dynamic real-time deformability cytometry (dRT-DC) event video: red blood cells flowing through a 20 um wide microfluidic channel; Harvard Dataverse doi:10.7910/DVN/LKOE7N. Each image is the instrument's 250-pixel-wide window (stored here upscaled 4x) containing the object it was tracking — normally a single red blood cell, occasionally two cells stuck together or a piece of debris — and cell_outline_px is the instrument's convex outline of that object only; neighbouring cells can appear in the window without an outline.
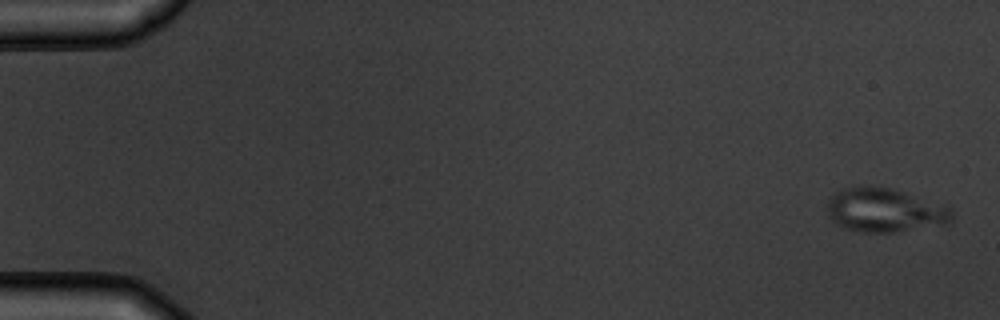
{"species": "common noctule bat (a hibernating species)", "species_latin": "Nyctalus noctula", "temperature_condition": "warm", "stored_images_in_passage": 6, "camera_frame_rate_fps": 3000, "um_per_image_px": 0.085, "animal": {"sex": "male", "body_mass_g": 19.5, "forearm_length_mm": 54.6}, "frame": {"image": 1, "passage_image": 1, "time_ms": 0.0, "image_size_px": [1000, 320], "cell_outline_px": [[952, 224], [892, 232], [860, 232], [836, 224], [828, 216], [828, 200], [836, 192], [844, 188], [856, 184], [892, 188], [904, 192], [948, 208], [952, 212]], "centroid_in_image_um": [75.17, 17.86], "position_along_channel_um": 9.8, "area_um2": 31.79}}